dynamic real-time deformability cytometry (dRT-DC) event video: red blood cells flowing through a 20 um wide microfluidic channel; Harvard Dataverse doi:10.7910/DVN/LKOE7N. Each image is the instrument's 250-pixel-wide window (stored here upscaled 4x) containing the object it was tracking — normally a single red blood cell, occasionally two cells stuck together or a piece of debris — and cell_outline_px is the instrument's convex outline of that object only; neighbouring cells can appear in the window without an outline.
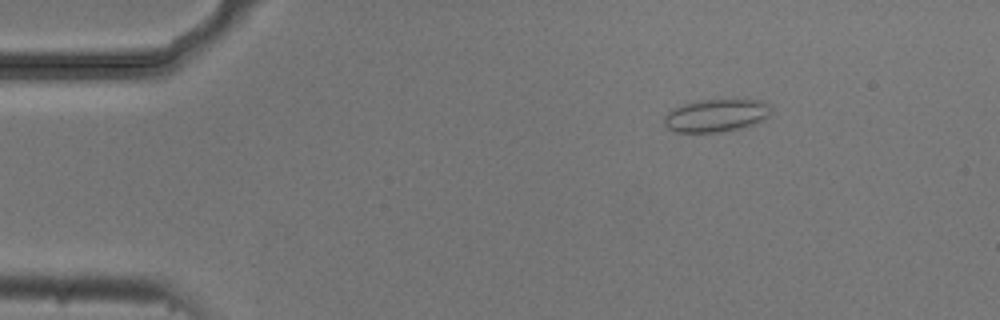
{"species": "common noctule bat (a hibernating species)", "species_latin": "Nyctalus noctula", "temperature_condition": "cold", "stored_images_in_passage": 5, "camera_frame_rate_fps": 3000, "um_per_image_px": 0.085, "animal": {"sex": "male", "body_mass_g": 20.5, "forearm_length_mm": 52.5}, "frame": {"image": 1, "passage_image": 3, "time_ms": 0.667, "image_size_px": [1000, 320], "cell_outline_px": [[772, 112], [764, 120], [752, 124], [720, 132], [676, 132], [668, 128], [664, 124], [664, 116], [672, 108], [696, 100], [732, 96], [760, 100], [768, 104], [772, 108]], "centroid_in_image_um": [60.9, 9.74], "position_along_channel_um": 24.1, "area_um2": 21.21}}